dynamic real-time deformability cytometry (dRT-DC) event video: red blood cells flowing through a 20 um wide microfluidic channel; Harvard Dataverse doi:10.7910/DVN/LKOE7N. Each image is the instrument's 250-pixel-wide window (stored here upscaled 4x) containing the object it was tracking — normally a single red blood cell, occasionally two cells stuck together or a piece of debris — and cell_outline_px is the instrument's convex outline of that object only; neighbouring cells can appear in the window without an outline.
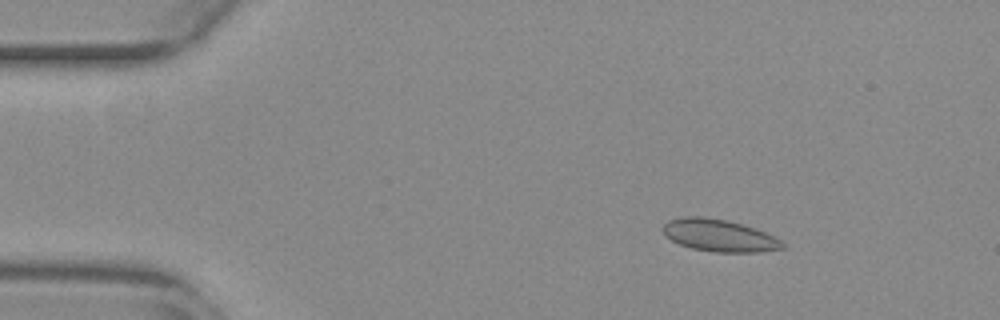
{"species": "common noctule bat (a hibernating species)", "species_latin": "Nyctalus noctula", "temperature_condition": "warm", "stored_images_in_passage": 54, "camera_frame_rate_fps": 3000, "um_per_image_px": 0.085, "animal": {"sex": "female", "body_mass_g": 29.2, "forearm_length_mm": 56.3}, "frame": {"image": 1, "passage_image": 8, "time_ms": 2.333, "image_size_px": [1000, 320], "cell_outline_px": [[788, 244], [784, 248], [760, 252], [712, 252], [692, 248], [680, 244], [672, 240], [664, 232], [664, 224], [668, 220], [684, 216], [704, 216], [728, 220], [756, 228]], "centroid_in_image_um": [61.17, 20.01], "position_along_channel_um": 23.8, "area_um2": 22.43}}
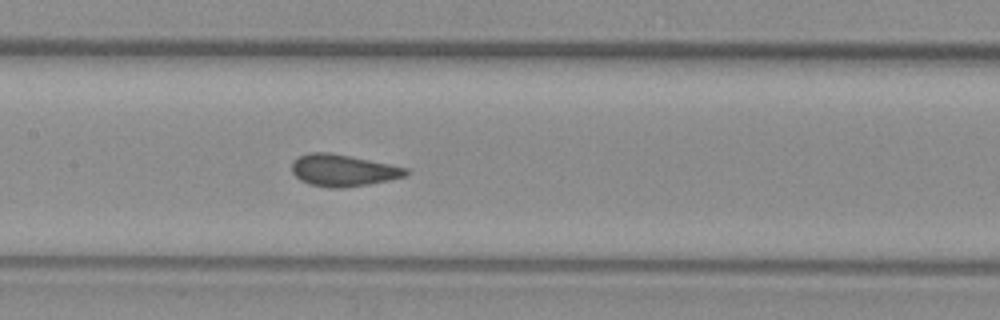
{"frame": {"image": 2, "passage_image": 26, "time_ms": 8.333, "image_size_px": [1000, 320], "cell_outline_px": [[412, 172], [404, 176], [388, 180], [368, 184], [344, 188], [328, 188], [308, 184], [300, 180], [292, 172], [292, 160], [296, 156], [308, 152], [328, 152], [408, 168]], "centroid_in_image_um": [29.11, 14.48], "position_along_channel_um": 178.3, "area_um2": 21.21}}
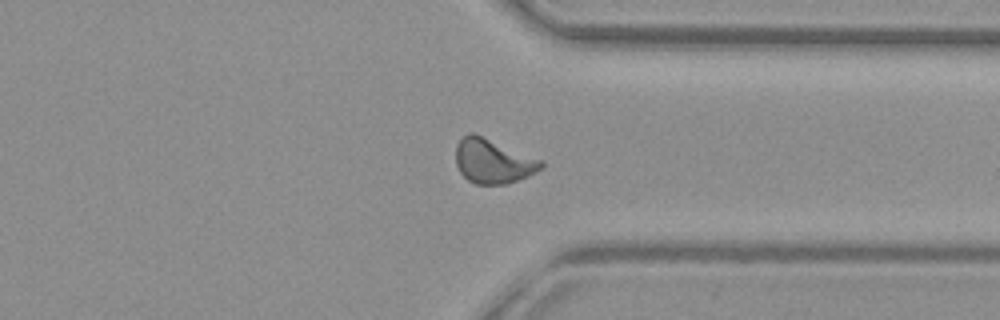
{"frame": {"image": 3, "passage_image": 41, "time_ms": 13.333, "image_size_px": [1000, 320], "cell_outline_px": [[544, 164], [536, 172], [528, 176], [508, 184], [476, 184], [468, 180], [460, 172], [456, 164], [456, 144], [468, 132], [472, 132], [544, 160]], "centroid_in_image_um": [41.91, 13.7], "position_along_channel_um": 369.5, "area_um2": 22.14}, "authors_computed_cell_mechanics": {"area_um2": 21.1837, "velocity_mm_per_s": 3.8656, "shape_relaxation_time_tau1_ms": null, "shape_relaxation_time_tau2_ms": 0.5174, "deformation_change_tau1": null, "deformation_change_tau2": 0.0633}}